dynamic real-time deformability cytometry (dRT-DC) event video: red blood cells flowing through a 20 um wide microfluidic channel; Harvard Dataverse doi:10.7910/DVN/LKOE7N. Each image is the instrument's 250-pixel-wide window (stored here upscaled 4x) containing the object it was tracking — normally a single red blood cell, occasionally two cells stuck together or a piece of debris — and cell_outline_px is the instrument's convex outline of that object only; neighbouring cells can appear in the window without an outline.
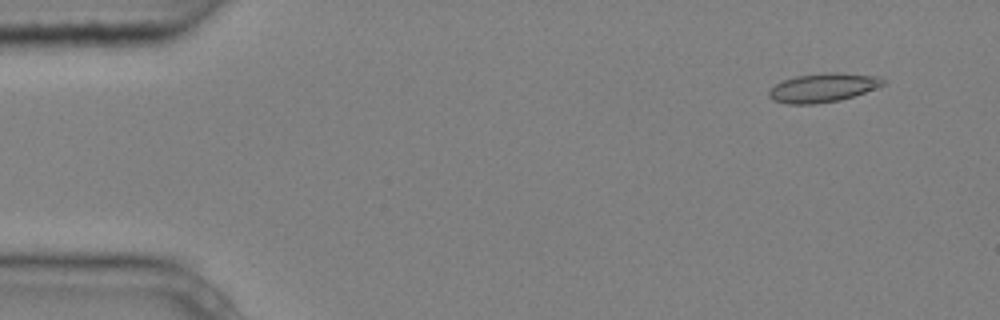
{"species": "common noctule bat (a hibernating species)", "species_latin": "Nyctalus noctula", "temperature_condition": "cold", "stored_images_in_passage": 3, "camera_frame_rate_fps": 3000, "um_per_image_px": 0.085, "animal": {"sex": "male", "body_mass_g": 20.4}, "frame": {"image": 1, "passage_image": 1, "time_ms": 0.0, "image_size_px": [1000, 320], "cell_outline_px": [[888, 80], [884, 84], [864, 92], [840, 100], [816, 104], [788, 104], [772, 100], [768, 96], [768, 92], [776, 84], [784, 80], [796, 76], [824, 72], [840, 72], [876, 76]], "centroid_in_image_um": [69.94, 7.45], "position_along_channel_um": 15.1, "area_um2": 19.19}}